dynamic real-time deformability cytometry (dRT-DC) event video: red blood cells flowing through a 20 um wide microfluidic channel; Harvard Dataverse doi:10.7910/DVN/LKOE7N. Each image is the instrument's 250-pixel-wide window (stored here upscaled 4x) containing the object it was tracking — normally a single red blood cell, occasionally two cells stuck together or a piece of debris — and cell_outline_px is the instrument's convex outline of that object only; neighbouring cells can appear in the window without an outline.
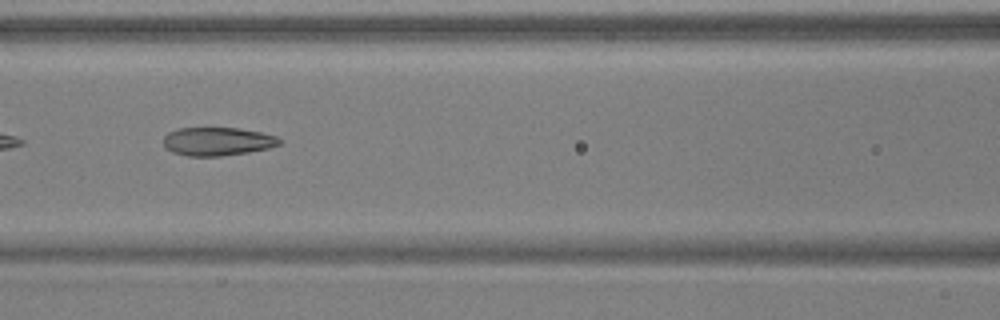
{"species": "common noctule bat (a hibernating species)", "species_latin": "Nyctalus noctula", "temperature_condition": "warm", "stored_images_in_passage": 4, "camera_frame_rate_fps": 3000, "um_per_image_px": 0.085, "animal": {"sex": "male", "body_mass_g": 17.9, "forearm_length_mm": 54.2}, "frame": {"image": 1, "passage_image": 3, "time_ms": 0.667, "image_size_px": [1000, 320], "cell_outline_px": [[280, 144], [268, 148], [248, 152], [220, 156], [188, 156], [172, 152], [164, 148], [164, 136], [168, 132], [176, 128], [240, 128], [260, 132], [276, 136], [280, 140]], "centroid_in_image_um": [18.44, 12.02], "position_along_channel_um": 148.2, "area_um2": 19.19}}
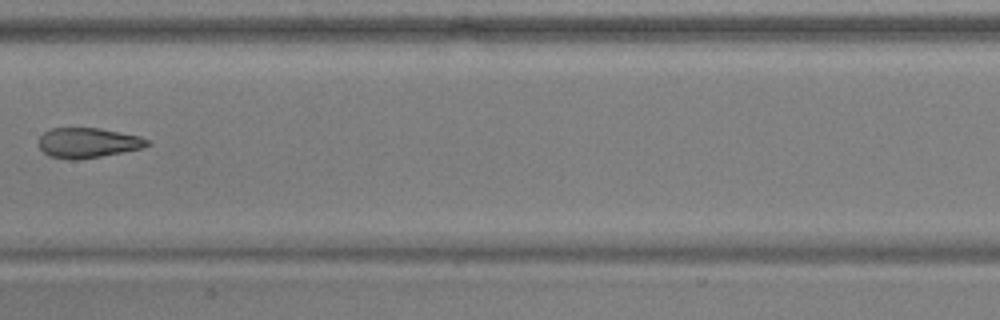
{"frame": {"image": 2, "passage_image": 4, "time_ms": 1.0, "image_size_px": [1000, 320], "cell_outline_px": [[152, 144], [140, 148], [100, 156], [76, 160], [68, 160], [48, 156], [40, 148], [40, 136], [44, 132], [52, 128], [100, 128], [140, 136], [148, 140]], "centroid_in_image_um": [7.45, 12.14], "position_along_channel_um": 199.9, "area_um2": 18.84}}